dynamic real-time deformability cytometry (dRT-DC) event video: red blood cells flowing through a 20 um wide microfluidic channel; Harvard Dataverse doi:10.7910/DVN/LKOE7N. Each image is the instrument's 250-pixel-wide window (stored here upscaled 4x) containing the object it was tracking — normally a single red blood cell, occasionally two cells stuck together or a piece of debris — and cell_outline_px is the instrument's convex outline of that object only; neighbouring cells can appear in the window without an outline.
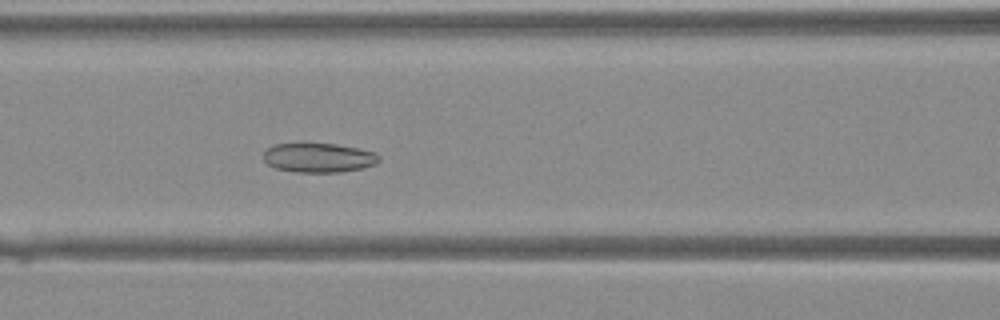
{"species": "Egyptian fruit bat (a non-hibernating species)", "species_latin": "Rousettus aegyptiacus", "temperature_condition": "warm", "stored_images_in_passage": 43, "camera_frame_rate_fps": 3000, "um_per_image_px": 0.085, "animal": {"sex": "female"}, "frame": {"image": 1, "passage_image": 19, "time_ms": 6.0, "image_size_px": [1000, 320], "cell_outline_px": [[380, 160], [376, 164], [360, 168], [340, 172], [296, 172], [276, 168], [268, 164], [264, 160], [264, 152], [272, 144], [300, 140], [336, 144], [376, 152], [380, 156]], "centroid_in_image_um": [27.03, 13.35], "position_along_channel_um": 139.6, "area_um2": 20.52}}
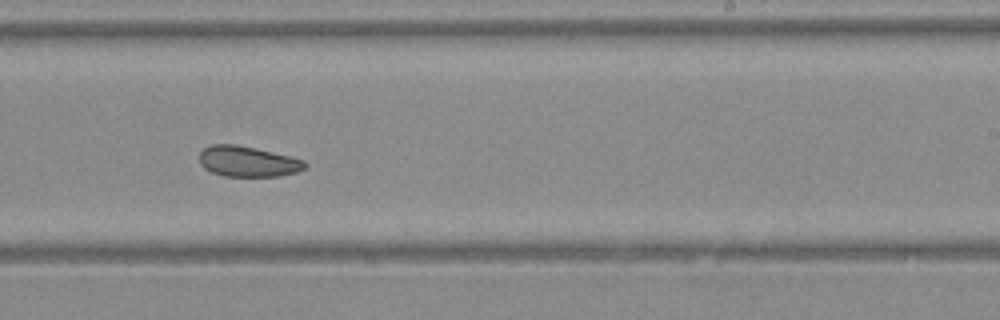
{"frame": {"image": 2, "passage_image": 27, "time_ms": 8.667, "image_size_px": [1000, 320], "cell_outline_px": [[308, 164], [304, 168], [296, 172], [280, 176], [224, 176], [212, 172], [204, 168], [200, 164], [200, 152], [204, 148], [212, 144], [236, 144], [256, 148], [304, 160]], "centroid_in_image_um": [21.05, 13.72], "position_along_channel_um": 268.0, "area_um2": 18.73}}
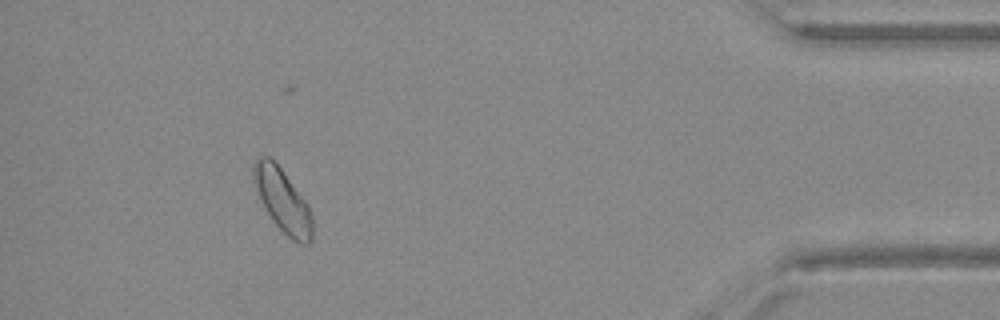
{"frame": {"image": 3, "passage_image": 39, "time_ms": 12.667, "image_size_px": [1000, 320], "cell_outline_px": [[312, 240], [308, 244], [300, 244], [292, 240], [272, 220], [264, 208], [260, 200], [252, 180], [252, 164], [256, 156], [268, 156], [280, 168], [308, 204], [312, 216]], "centroid_in_image_um": [23.99, 17.03], "position_along_channel_um": 411.2, "area_um2": 21.68}}